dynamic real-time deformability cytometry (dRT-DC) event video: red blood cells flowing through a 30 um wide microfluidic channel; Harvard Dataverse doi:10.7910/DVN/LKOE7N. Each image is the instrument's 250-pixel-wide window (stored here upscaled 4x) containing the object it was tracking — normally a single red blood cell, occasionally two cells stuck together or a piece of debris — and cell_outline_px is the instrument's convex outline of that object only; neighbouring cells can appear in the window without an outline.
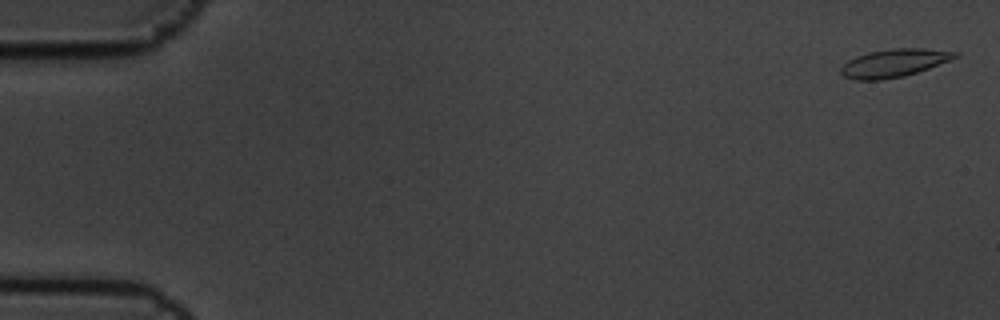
{"species": "common noctule bat (a hibernating species)", "species_latin": "Nyctalus noctula", "temperature_condition": "cold", "stored_images_in_passage": 5, "camera_frame_rate_fps": 3000, "um_per_image_px": 0.085, "animal": {"sex": "male", "body_mass_g": 19.5, "forearm_length_mm": 54.6}, "frame": {"image": 1, "passage_image": 1, "time_ms": 0.0, "image_size_px": [1000, 320], "cell_outline_px": [[960, 56], [928, 68], [904, 76], [880, 80], [856, 80], [844, 76], [840, 72], [840, 68], [848, 60], [856, 56], [868, 52], [892, 48], [924, 48], [960, 52]], "centroid_in_image_um": [75.99, 5.34], "position_along_channel_um": 9.0, "area_um2": 18.61}}
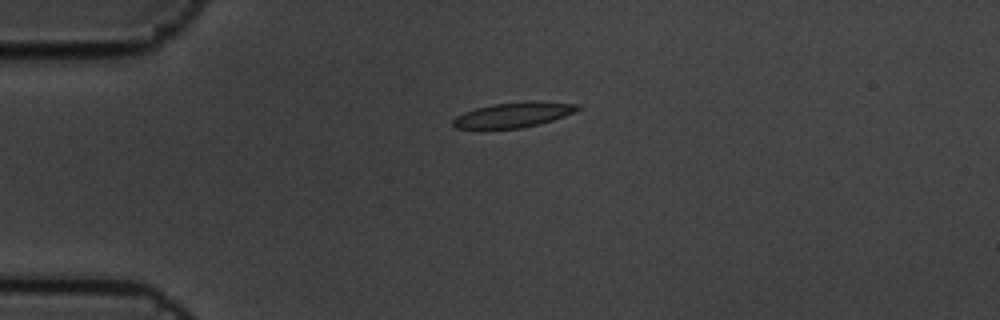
{"frame": {"image": 2, "passage_image": 5, "time_ms": 1.333, "image_size_px": [1000, 320], "cell_outline_px": [[580, 108], [564, 116], [540, 124], [520, 128], [456, 128], [452, 124], [452, 120], [456, 116], [464, 112], [476, 108], [492, 104], [580, 104]], "centroid_in_image_um": [43.51, 9.82], "position_along_channel_um": 41.5, "area_um2": 16.88}}